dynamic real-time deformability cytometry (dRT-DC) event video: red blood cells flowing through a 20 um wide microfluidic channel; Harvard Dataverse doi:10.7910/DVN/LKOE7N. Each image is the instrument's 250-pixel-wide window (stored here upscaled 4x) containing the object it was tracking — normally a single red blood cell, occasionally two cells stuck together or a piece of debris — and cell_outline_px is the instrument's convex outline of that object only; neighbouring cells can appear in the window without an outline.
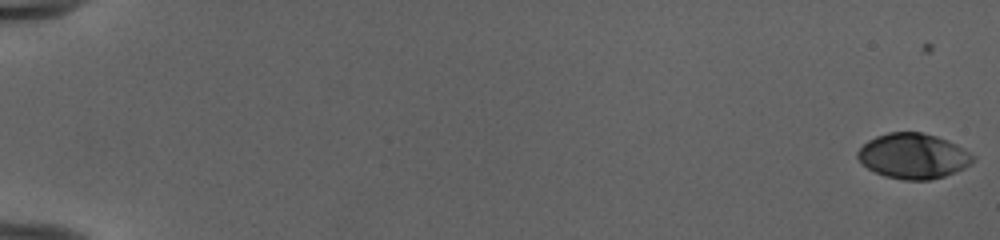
{"species": "human", "species_latin": "Homo sapiens", "temperature_condition": "cold", "stored_images_in_passage": 54, "camera_frame_rate_fps": 3000, "um_per_image_px": 0.085, "donor": {"sex": "female"}, "frame": {"image": 1, "passage_image": 1, "time_ms": 0.0, "image_size_px": [1000, 240], "cell_outline_px": [[976, 160], [972, 164], [964, 168], [944, 176], [928, 180], [904, 180], [884, 176], [868, 168], [856, 156], [856, 152], [868, 140], [876, 136], [888, 132], [920, 132], [936, 136], [948, 140], [956, 144], [976, 156]], "centroid_in_image_um": [77.65, 13.26], "position_along_channel_um": 7.4, "area_um2": 30.46}}
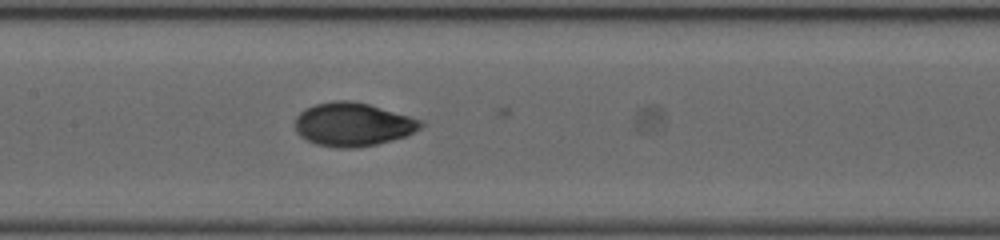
{"frame": {"image": 2, "passage_image": 29, "time_ms": 9.333, "image_size_px": [1000, 240], "cell_outline_px": [[424, 124], [420, 128], [404, 136], [392, 140], [376, 144], [352, 148], [336, 148], [316, 144], [300, 136], [296, 132], [296, 116], [304, 108], [316, 104], [332, 100], [352, 100], [368, 104], [424, 120]], "centroid_in_image_um": [29.98, 10.56], "position_along_channel_um": 177.4, "area_um2": 31.85}}
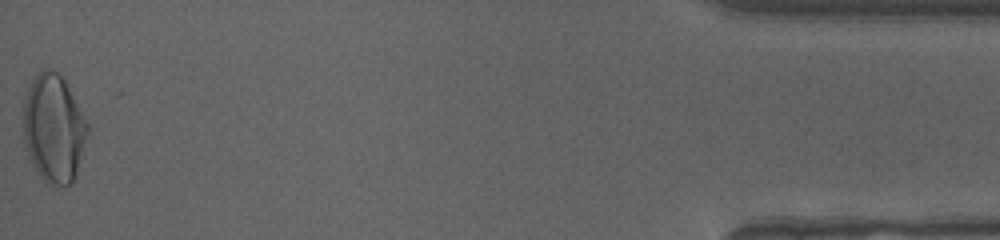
{"frame": {"image": 3, "passage_image": 54, "time_ms": 17.667, "image_size_px": [1000, 240], "cell_outline_px": [[88, 132], [76, 176], [72, 184], [60, 188], [48, 184], [36, 172], [28, 160], [24, 144], [24, 104], [32, 80], [44, 68], [48, 68], [56, 72], [64, 80], [88, 124]], "centroid_in_image_um": [4.56, 11.01], "position_along_channel_um": 430.6, "area_um2": 40.4}, "authors_computed_cell_mechanics": {"area_um2": 30.8074, "velocity_mm_per_s": 3.9925, "shape_relaxation_time_tau1_ms": 3.7448, "shape_relaxation_time_tau2_ms": 0.7401, "deformation_change_tau1": 0.1828, "deformation_change_tau2": 0.0402}}